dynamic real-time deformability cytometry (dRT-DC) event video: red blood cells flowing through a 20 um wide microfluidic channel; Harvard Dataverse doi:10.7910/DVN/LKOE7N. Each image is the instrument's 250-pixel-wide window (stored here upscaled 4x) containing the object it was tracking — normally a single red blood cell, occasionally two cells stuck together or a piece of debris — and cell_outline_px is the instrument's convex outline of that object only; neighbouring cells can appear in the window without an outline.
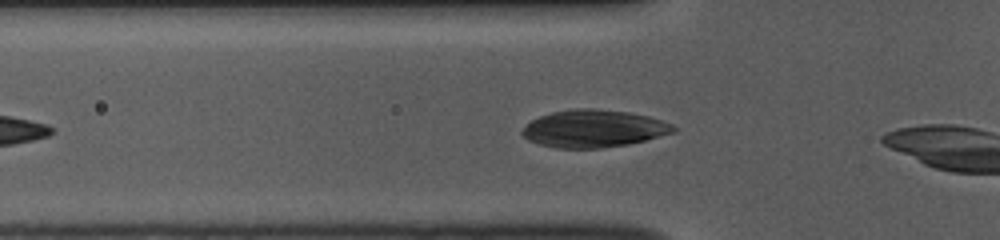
{"species": "common noctule bat (a hibernating species)", "species_latin": "Nyctalus noctula", "temperature_condition": "room temperature", "stored_images_in_passage": 9, "camera_frame_rate_fps": 3000, "um_per_image_px": 0.085, "animal": {"sex": "female", "body_mass_g": 10.0, "forearm_length_mm": 53.1}, "frame": {"image": 1, "passage_image": 3, "time_ms": 0.667, "image_size_px": [1000, 240], "cell_outline_px": [[676, 132], [628, 144], [600, 148], [556, 148], [540, 144], [528, 140], [520, 132], [532, 120], [540, 116], [552, 112], [572, 108], [592, 108], [628, 112], [648, 116], [672, 124], [676, 128]], "centroid_in_image_um": [50.46, 10.93], "position_along_channel_um": 75.3, "area_um2": 32.83}}
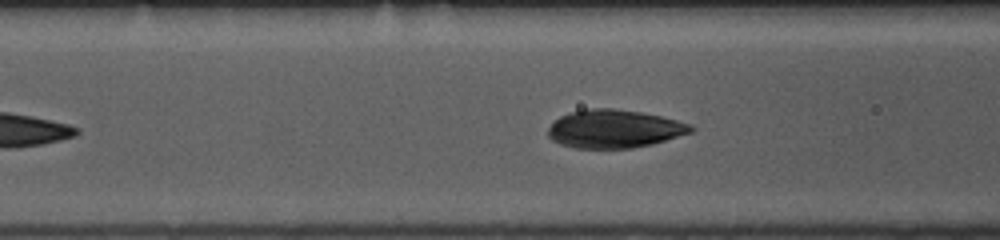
{"frame": {"image": 2, "passage_image": 6, "time_ms": 1.667, "image_size_px": [1000, 240], "cell_outline_px": [[696, 128], [692, 132], [652, 144], [632, 148], [576, 148], [560, 144], [552, 140], [548, 136], [548, 128], [560, 116], [572, 112], [592, 108], [612, 108], [640, 112], [660, 116], [692, 124]], "centroid_in_image_um": [52.23, 10.96], "position_along_channel_um": 114.4, "area_um2": 31.62}}